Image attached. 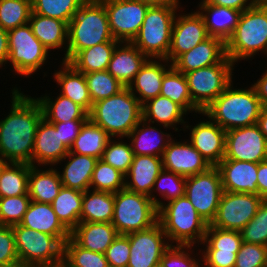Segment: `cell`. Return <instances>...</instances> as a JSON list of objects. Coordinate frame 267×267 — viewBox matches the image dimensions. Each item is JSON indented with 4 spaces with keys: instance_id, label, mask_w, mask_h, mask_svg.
Here are the masks:
<instances>
[{
    "instance_id": "35",
    "label": "cell",
    "mask_w": 267,
    "mask_h": 267,
    "mask_svg": "<svg viewBox=\"0 0 267 267\" xmlns=\"http://www.w3.org/2000/svg\"><path fill=\"white\" fill-rule=\"evenodd\" d=\"M111 136L100 126L88 119L76 137L71 153L89 155L101 159Z\"/></svg>"
},
{
    "instance_id": "55",
    "label": "cell",
    "mask_w": 267,
    "mask_h": 267,
    "mask_svg": "<svg viewBox=\"0 0 267 267\" xmlns=\"http://www.w3.org/2000/svg\"><path fill=\"white\" fill-rule=\"evenodd\" d=\"M18 260L12 226L0 225V265Z\"/></svg>"
},
{
    "instance_id": "42",
    "label": "cell",
    "mask_w": 267,
    "mask_h": 267,
    "mask_svg": "<svg viewBox=\"0 0 267 267\" xmlns=\"http://www.w3.org/2000/svg\"><path fill=\"white\" fill-rule=\"evenodd\" d=\"M160 95L176 102L186 112L202 113L192 101L185 75L173 67L163 77Z\"/></svg>"
},
{
    "instance_id": "49",
    "label": "cell",
    "mask_w": 267,
    "mask_h": 267,
    "mask_svg": "<svg viewBox=\"0 0 267 267\" xmlns=\"http://www.w3.org/2000/svg\"><path fill=\"white\" fill-rule=\"evenodd\" d=\"M240 233L242 242L267 246V200H263L255 216Z\"/></svg>"
},
{
    "instance_id": "45",
    "label": "cell",
    "mask_w": 267,
    "mask_h": 267,
    "mask_svg": "<svg viewBox=\"0 0 267 267\" xmlns=\"http://www.w3.org/2000/svg\"><path fill=\"white\" fill-rule=\"evenodd\" d=\"M32 13V0H0V27L11 30L25 25Z\"/></svg>"
},
{
    "instance_id": "65",
    "label": "cell",
    "mask_w": 267,
    "mask_h": 267,
    "mask_svg": "<svg viewBox=\"0 0 267 267\" xmlns=\"http://www.w3.org/2000/svg\"><path fill=\"white\" fill-rule=\"evenodd\" d=\"M41 267H64L63 264L55 265V266H41Z\"/></svg>"
},
{
    "instance_id": "17",
    "label": "cell",
    "mask_w": 267,
    "mask_h": 267,
    "mask_svg": "<svg viewBox=\"0 0 267 267\" xmlns=\"http://www.w3.org/2000/svg\"><path fill=\"white\" fill-rule=\"evenodd\" d=\"M201 243H207L203 255L206 267H235L237 253L242 244L239 231L223 230L208 224Z\"/></svg>"
},
{
    "instance_id": "60",
    "label": "cell",
    "mask_w": 267,
    "mask_h": 267,
    "mask_svg": "<svg viewBox=\"0 0 267 267\" xmlns=\"http://www.w3.org/2000/svg\"><path fill=\"white\" fill-rule=\"evenodd\" d=\"M9 59L8 31L0 27V67Z\"/></svg>"
},
{
    "instance_id": "41",
    "label": "cell",
    "mask_w": 267,
    "mask_h": 267,
    "mask_svg": "<svg viewBox=\"0 0 267 267\" xmlns=\"http://www.w3.org/2000/svg\"><path fill=\"white\" fill-rule=\"evenodd\" d=\"M30 164L4 162L0 168V198L28 195Z\"/></svg>"
},
{
    "instance_id": "2",
    "label": "cell",
    "mask_w": 267,
    "mask_h": 267,
    "mask_svg": "<svg viewBox=\"0 0 267 267\" xmlns=\"http://www.w3.org/2000/svg\"><path fill=\"white\" fill-rule=\"evenodd\" d=\"M225 90L202 112L225 131L255 125L263 105L253 86L250 89Z\"/></svg>"
},
{
    "instance_id": "33",
    "label": "cell",
    "mask_w": 267,
    "mask_h": 267,
    "mask_svg": "<svg viewBox=\"0 0 267 267\" xmlns=\"http://www.w3.org/2000/svg\"><path fill=\"white\" fill-rule=\"evenodd\" d=\"M36 167L30 165L28 195L31 201L51 204L63 186L59 172L53 168L42 171Z\"/></svg>"
},
{
    "instance_id": "19",
    "label": "cell",
    "mask_w": 267,
    "mask_h": 267,
    "mask_svg": "<svg viewBox=\"0 0 267 267\" xmlns=\"http://www.w3.org/2000/svg\"><path fill=\"white\" fill-rule=\"evenodd\" d=\"M169 139L167 148L161 157L164 170L190 177L212 167L191 143L173 142L172 138Z\"/></svg>"
},
{
    "instance_id": "27",
    "label": "cell",
    "mask_w": 267,
    "mask_h": 267,
    "mask_svg": "<svg viewBox=\"0 0 267 267\" xmlns=\"http://www.w3.org/2000/svg\"><path fill=\"white\" fill-rule=\"evenodd\" d=\"M117 236L118 232L112 223L105 222H80L70 232V237L79 246L103 254Z\"/></svg>"
},
{
    "instance_id": "63",
    "label": "cell",
    "mask_w": 267,
    "mask_h": 267,
    "mask_svg": "<svg viewBox=\"0 0 267 267\" xmlns=\"http://www.w3.org/2000/svg\"><path fill=\"white\" fill-rule=\"evenodd\" d=\"M0 267H29V266L25 265L23 262L18 260L9 264L0 265Z\"/></svg>"
},
{
    "instance_id": "44",
    "label": "cell",
    "mask_w": 267,
    "mask_h": 267,
    "mask_svg": "<svg viewBox=\"0 0 267 267\" xmlns=\"http://www.w3.org/2000/svg\"><path fill=\"white\" fill-rule=\"evenodd\" d=\"M87 0H32V12L67 24Z\"/></svg>"
},
{
    "instance_id": "12",
    "label": "cell",
    "mask_w": 267,
    "mask_h": 267,
    "mask_svg": "<svg viewBox=\"0 0 267 267\" xmlns=\"http://www.w3.org/2000/svg\"><path fill=\"white\" fill-rule=\"evenodd\" d=\"M221 175L216 166L194 176L186 177L185 196L197 213L210 224L223 194Z\"/></svg>"
},
{
    "instance_id": "30",
    "label": "cell",
    "mask_w": 267,
    "mask_h": 267,
    "mask_svg": "<svg viewBox=\"0 0 267 267\" xmlns=\"http://www.w3.org/2000/svg\"><path fill=\"white\" fill-rule=\"evenodd\" d=\"M63 71L54 74L61 86V95L81 106L88 114L92 109V100L87 87L84 73L78 72L71 64L63 61Z\"/></svg>"
},
{
    "instance_id": "64",
    "label": "cell",
    "mask_w": 267,
    "mask_h": 267,
    "mask_svg": "<svg viewBox=\"0 0 267 267\" xmlns=\"http://www.w3.org/2000/svg\"><path fill=\"white\" fill-rule=\"evenodd\" d=\"M256 5H265L267 6V0H255Z\"/></svg>"
},
{
    "instance_id": "38",
    "label": "cell",
    "mask_w": 267,
    "mask_h": 267,
    "mask_svg": "<svg viewBox=\"0 0 267 267\" xmlns=\"http://www.w3.org/2000/svg\"><path fill=\"white\" fill-rule=\"evenodd\" d=\"M118 43L117 40H111L81 50L69 64L84 74L107 70L112 53Z\"/></svg>"
},
{
    "instance_id": "15",
    "label": "cell",
    "mask_w": 267,
    "mask_h": 267,
    "mask_svg": "<svg viewBox=\"0 0 267 267\" xmlns=\"http://www.w3.org/2000/svg\"><path fill=\"white\" fill-rule=\"evenodd\" d=\"M126 235L130 242L127 267H159L161 257L171 245L164 242L167 236L159 222L148 229Z\"/></svg>"
},
{
    "instance_id": "52",
    "label": "cell",
    "mask_w": 267,
    "mask_h": 267,
    "mask_svg": "<svg viewBox=\"0 0 267 267\" xmlns=\"http://www.w3.org/2000/svg\"><path fill=\"white\" fill-rule=\"evenodd\" d=\"M235 267H267V246L242 242Z\"/></svg>"
},
{
    "instance_id": "4",
    "label": "cell",
    "mask_w": 267,
    "mask_h": 267,
    "mask_svg": "<svg viewBox=\"0 0 267 267\" xmlns=\"http://www.w3.org/2000/svg\"><path fill=\"white\" fill-rule=\"evenodd\" d=\"M89 119L110 136L127 137L143 119L142 104L125 87L118 94L93 103Z\"/></svg>"
},
{
    "instance_id": "28",
    "label": "cell",
    "mask_w": 267,
    "mask_h": 267,
    "mask_svg": "<svg viewBox=\"0 0 267 267\" xmlns=\"http://www.w3.org/2000/svg\"><path fill=\"white\" fill-rule=\"evenodd\" d=\"M199 7V10L207 13L199 12L204 20L208 35L220 38L226 43L236 29L242 12L207 3H200Z\"/></svg>"
},
{
    "instance_id": "56",
    "label": "cell",
    "mask_w": 267,
    "mask_h": 267,
    "mask_svg": "<svg viewBox=\"0 0 267 267\" xmlns=\"http://www.w3.org/2000/svg\"><path fill=\"white\" fill-rule=\"evenodd\" d=\"M87 120H71L67 122H50L56 130H59V136L64 145L70 149L80 133V130Z\"/></svg>"
},
{
    "instance_id": "20",
    "label": "cell",
    "mask_w": 267,
    "mask_h": 267,
    "mask_svg": "<svg viewBox=\"0 0 267 267\" xmlns=\"http://www.w3.org/2000/svg\"><path fill=\"white\" fill-rule=\"evenodd\" d=\"M162 170V158L152 155H134L129 172L125 175V178L129 176L131 181H125V189L149 196L159 209L164 203L157 200L151 192Z\"/></svg>"
},
{
    "instance_id": "11",
    "label": "cell",
    "mask_w": 267,
    "mask_h": 267,
    "mask_svg": "<svg viewBox=\"0 0 267 267\" xmlns=\"http://www.w3.org/2000/svg\"><path fill=\"white\" fill-rule=\"evenodd\" d=\"M8 40V61L18 74L29 76L44 64L48 51L34 36L29 23L9 30Z\"/></svg>"
},
{
    "instance_id": "21",
    "label": "cell",
    "mask_w": 267,
    "mask_h": 267,
    "mask_svg": "<svg viewBox=\"0 0 267 267\" xmlns=\"http://www.w3.org/2000/svg\"><path fill=\"white\" fill-rule=\"evenodd\" d=\"M226 57L225 42L217 37H209L190 51L178 56L172 67L183 74L220 63Z\"/></svg>"
},
{
    "instance_id": "9",
    "label": "cell",
    "mask_w": 267,
    "mask_h": 267,
    "mask_svg": "<svg viewBox=\"0 0 267 267\" xmlns=\"http://www.w3.org/2000/svg\"><path fill=\"white\" fill-rule=\"evenodd\" d=\"M18 258L29 267L63 264L64 244L55 236L20 224L12 226Z\"/></svg>"
},
{
    "instance_id": "23",
    "label": "cell",
    "mask_w": 267,
    "mask_h": 267,
    "mask_svg": "<svg viewBox=\"0 0 267 267\" xmlns=\"http://www.w3.org/2000/svg\"><path fill=\"white\" fill-rule=\"evenodd\" d=\"M191 144L209 162L217 166L225 156L226 131L217 123L203 121L191 129Z\"/></svg>"
},
{
    "instance_id": "5",
    "label": "cell",
    "mask_w": 267,
    "mask_h": 267,
    "mask_svg": "<svg viewBox=\"0 0 267 267\" xmlns=\"http://www.w3.org/2000/svg\"><path fill=\"white\" fill-rule=\"evenodd\" d=\"M158 222L168 240L177 245L194 246L196 240L202 242L208 226L185 195L162 205L158 209Z\"/></svg>"
},
{
    "instance_id": "29",
    "label": "cell",
    "mask_w": 267,
    "mask_h": 267,
    "mask_svg": "<svg viewBox=\"0 0 267 267\" xmlns=\"http://www.w3.org/2000/svg\"><path fill=\"white\" fill-rule=\"evenodd\" d=\"M152 60L148 59L145 62L127 87L135 96L136 93H139L140 97L136 96V98L142 105L160 95L163 77L172 68V65H170L167 70L165 65Z\"/></svg>"
},
{
    "instance_id": "31",
    "label": "cell",
    "mask_w": 267,
    "mask_h": 267,
    "mask_svg": "<svg viewBox=\"0 0 267 267\" xmlns=\"http://www.w3.org/2000/svg\"><path fill=\"white\" fill-rule=\"evenodd\" d=\"M69 158L63 173L60 175L62 185L66 188L85 192L90 189L92 173L98 161L97 158L89 155H80L70 151L64 157Z\"/></svg>"
},
{
    "instance_id": "16",
    "label": "cell",
    "mask_w": 267,
    "mask_h": 267,
    "mask_svg": "<svg viewBox=\"0 0 267 267\" xmlns=\"http://www.w3.org/2000/svg\"><path fill=\"white\" fill-rule=\"evenodd\" d=\"M223 159L253 163L267 160V139L256 124L228 130Z\"/></svg>"
},
{
    "instance_id": "39",
    "label": "cell",
    "mask_w": 267,
    "mask_h": 267,
    "mask_svg": "<svg viewBox=\"0 0 267 267\" xmlns=\"http://www.w3.org/2000/svg\"><path fill=\"white\" fill-rule=\"evenodd\" d=\"M142 110L143 120L148 121L149 123H155V121H157V123L163 124L166 128L172 127V125L180 122L183 123L184 120L182 119V116L187 113L176 102L161 95L144 103L142 105Z\"/></svg>"
},
{
    "instance_id": "43",
    "label": "cell",
    "mask_w": 267,
    "mask_h": 267,
    "mask_svg": "<svg viewBox=\"0 0 267 267\" xmlns=\"http://www.w3.org/2000/svg\"><path fill=\"white\" fill-rule=\"evenodd\" d=\"M64 267H107L105 254L93 252L79 246L71 237L64 243Z\"/></svg>"
},
{
    "instance_id": "50",
    "label": "cell",
    "mask_w": 267,
    "mask_h": 267,
    "mask_svg": "<svg viewBox=\"0 0 267 267\" xmlns=\"http://www.w3.org/2000/svg\"><path fill=\"white\" fill-rule=\"evenodd\" d=\"M133 157L131 145L124 142H111L110 139L101 160L126 175L129 172Z\"/></svg>"
},
{
    "instance_id": "6",
    "label": "cell",
    "mask_w": 267,
    "mask_h": 267,
    "mask_svg": "<svg viewBox=\"0 0 267 267\" xmlns=\"http://www.w3.org/2000/svg\"><path fill=\"white\" fill-rule=\"evenodd\" d=\"M225 45L226 56L233 63L249 59L261 50L267 54V6L255 5L244 10Z\"/></svg>"
},
{
    "instance_id": "47",
    "label": "cell",
    "mask_w": 267,
    "mask_h": 267,
    "mask_svg": "<svg viewBox=\"0 0 267 267\" xmlns=\"http://www.w3.org/2000/svg\"><path fill=\"white\" fill-rule=\"evenodd\" d=\"M92 104L118 94L125 87L107 70L84 74Z\"/></svg>"
},
{
    "instance_id": "14",
    "label": "cell",
    "mask_w": 267,
    "mask_h": 267,
    "mask_svg": "<svg viewBox=\"0 0 267 267\" xmlns=\"http://www.w3.org/2000/svg\"><path fill=\"white\" fill-rule=\"evenodd\" d=\"M106 9L113 38L119 42H132L137 36L149 8L141 0H100Z\"/></svg>"
},
{
    "instance_id": "22",
    "label": "cell",
    "mask_w": 267,
    "mask_h": 267,
    "mask_svg": "<svg viewBox=\"0 0 267 267\" xmlns=\"http://www.w3.org/2000/svg\"><path fill=\"white\" fill-rule=\"evenodd\" d=\"M216 167L220 172L224 191L258 195V163L222 159Z\"/></svg>"
},
{
    "instance_id": "59",
    "label": "cell",
    "mask_w": 267,
    "mask_h": 267,
    "mask_svg": "<svg viewBox=\"0 0 267 267\" xmlns=\"http://www.w3.org/2000/svg\"><path fill=\"white\" fill-rule=\"evenodd\" d=\"M257 97L264 107H267V71L262 78L253 85Z\"/></svg>"
},
{
    "instance_id": "57",
    "label": "cell",
    "mask_w": 267,
    "mask_h": 267,
    "mask_svg": "<svg viewBox=\"0 0 267 267\" xmlns=\"http://www.w3.org/2000/svg\"><path fill=\"white\" fill-rule=\"evenodd\" d=\"M202 1H203L202 3L233 8L241 12L256 5L255 0H251L249 3L248 0H202ZM246 2L248 4H246Z\"/></svg>"
},
{
    "instance_id": "58",
    "label": "cell",
    "mask_w": 267,
    "mask_h": 267,
    "mask_svg": "<svg viewBox=\"0 0 267 267\" xmlns=\"http://www.w3.org/2000/svg\"><path fill=\"white\" fill-rule=\"evenodd\" d=\"M257 188L258 195L263 200H267V160L258 163Z\"/></svg>"
},
{
    "instance_id": "7",
    "label": "cell",
    "mask_w": 267,
    "mask_h": 267,
    "mask_svg": "<svg viewBox=\"0 0 267 267\" xmlns=\"http://www.w3.org/2000/svg\"><path fill=\"white\" fill-rule=\"evenodd\" d=\"M178 6H149L132 43L148 58L167 59Z\"/></svg>"
},
{
    "instance_id": "61",
    "label": "cell",
    "mask_w": 267,
    "mask_h": 267,
    "mask_svg": "<svg viewBox=\"0 0 267 267\" xmlns=\"http://www.w3.org/2000/svg\"><path fill=\"white\" fill-rule=\"evenodd\" d=\"M256 125L259 127L264 137L267 139V107H263V109L261 110Z\"/></svg>"
},
{
    "instance_id": "54",
    "label": "cell",
    "mask_w": 267,
    "mask_h": 267,
    "mask_svg": "<svg viewBox=\"0 0 267 267\" xmlns=\"http://www.w3.org/2000/svg\"><path fill=\"white\" fill-rule=\"evenodd\" d=\"M186 247L190 248L191 245H170L161 257L159 267H200L195 259L185 253Z\"/></svg>"
},
{
    "instance_id": "48",
    "label": "cell",
    "mask_w": 267,
    "mask_h": 267,
    "mask_svg": "<svg viewBox=\"0 0 267 267\" xmlns=\"http://www.w3.org/2000/svg\"><path fill=\"white\" fill-rule=\"evenodd\" d=\"M30 203L29 195L0 198V225L20 224Z\"/></svg>"
},
{
    "instance_id": "18",
    "label": "cell",
    "mask_w": 267,
    "mask_h": 267,
    "mask_svg": "<svg viewBox=\"0 0 267 267\" xmlns=\"http://www.w3.org/2000/svg\"><path fill=\"white\" fill-rule=\"evenodd\" d=\"M176 17L174 18L168 57L161 59L166 62L171 60L170 63L210 37L199 11Z\"/></svg>"
},
{
    "instance_id": "66",
    "label": "cell",
    "mask_w": 267,
    "mask_h": 267,
    "mask_svg": "<svg viewBox=\"0 0 267 267\" xmlns=\"http://www.w3.org/2000/svg\"><path fill=\"white\" fill-rule=\"evenodd\" d=\"M3 164H4V160H2V158L0 157V168L2 167Z\"/></svg>"
},
{
    "instance_id": "3",
    "label": "cell",
    "mask_w": 267,
    "mask_h": 267,
    "mask_svg": "<svg viewBox=\"0 0 267 267\" xmlns=\"http://www.w3.org/2000/svg\"><path fill=\"white\" fill-rule=\"evenodd\" d=\"M115 40L107 13L100 0H87L68 23L67 51L64 62H70L81 50Z\"/></svg>"
},
{
    "instance_id": "24",
    "label": "cell",
    "mask_w": 267,
    "mask_h": 267,
    "mask_svg": "<svg viewBox=\"0 0 267 267\" xmlns=\"http://www.w3.org/2000/svg\"><path fill=\"white\" fill-rule=\"evenodd\" d=\"M69 149L64 145L59 136V130L54 125L42 118L35 135L32 153V165L35 161L40 164H58L68 154Z\"/></svg>"
},
{
    "instance_id": "13",
    "label": "cell",
    "mask_w": 267,
    "mask_h": 267,
    "mask_svg": "<svg viewBox=\"0 0 267 267\" xmlns=\"http://www.w3.org/2000/svg\"><path fill=\"white\" fill-rule=\"evenodd\" d=\"M263 199L257 194L224 191L210 226L241 231L255 216Z\"/></svg>"
},
{
    "instance_id": "1",
    "label": "cell",
    "mask_w": 267,
    "mask_h": 267,
    "mask_svg": "<svg viewBox=\"0 0 267 267\" xmlns=\"http://www.w3.org/2000/svg\"><path fill=\"white\" fill-rule=\"evenodd\" d=\"M10 114L0 121V157L32 165L37 127L43 118L39 102L14 88ZM3 158H6L3 159Z\"/></svg>"
},
{
    "instance_id": "37",
    "label": "cell",
    "mask_w": 267,
    "mask_h": 267,
    "mask_svg": "<svg viewBox=\"0 0 267 267\" xmlns=\"http://www.w3.org/2000/svg\"><path fill=\"white\" fill-rule=\"evenodd\" d=\"M114 214V194L86 190L83 193L80 222L111 223Z\"/></svg>"
},
{
    "instance_id": "46",
    "label": "cell",
    "mask_w": 267,
    "mask_h": 267,
    "mask_svg": "<svg viewBox=\"0 0 267 267\" xmlns=\"http://www.w3.org/2000/svg\"><path fill=\"white\" fill-rule=\"evenodd\" d=\"M125 175L103 160L98 159L92 173L90 187L95 191L116 192L125 189Z\"/></svg>"
},
{
    "instance_id": "51",
    "label": "cell",
    "mask_w": 267,
    "mask_h": 267,
    "mask_svg": "<svg viewBox=\"0 0 267 267\" xmlns=\"http://www.w3.org/2000/svg\"><path fill=\"white\" fill-rule=\"evenodd\" d=\"M154 189L160 191L163 198L171 201L185 195L186 177L163 169L155 180Z\"/></svg>"
},
{
    "instance_id": "36",
    "label": "cell",
    "mask_w": 267,
    "mask_h": 267,
    "mask_svg": "<svg viewBox=\"0 0 267 267\" xmlns=\"http://www.w3.org/2000/svg\"><path fill=\"white\" fill-rule=\"evenodd\" d=\"M83 193L80 190L62 186L51 203L58 220L69 232L80 223Z\"/></svg>"
},
{
    "instance_id": "26",
    "label": "cell",
    "mask_w": 267,
    "mask_h": 267,
    "mask_svg": "<svg viewBox=\"0 0 267 267\" xmlns=\"http://www.w3.org/2000/svg\"><path fill=\"white\" fill-rule=\"evenodd\" d=\"M20 225L57 237L63 244L70 237V232L58 220L49 203L31 201Z\"/></svg>"
},
{
    "instance_id": "53",
    "label": "cell",
    "mask_w": 267,
    "mask_h": 267,
    "mask_svg": "<svg viewBox=\"0 0 267 267\" xmlns=\"http://www.w3.org/2000/svg\"><path fill=\"white\" fill-rule=\"evenodd\" d=\"M130 255V242L127 235L118 234L107 248L105 256L108 266L127 267Z\"/></svg>"
},
{
    "instance_id": "32",
    "label": "cell",
    "mask_w": 267,
    "mask_h": 267,
    "mask_svg": "<svg viewBox=\"0 0 267 267\" xmlns=\"http://www.w3.org/2000/svg\"><path fill=\"white\" fill-rule=\"evenodd\" d=\"M34 36L49 49L61 48L68 40V24L56 18L31 13L28 21Z\"/></svg>"
},
{
    "instance_id": "62",
    "label": "cell",
    "mask_w": 267,
    "mask_h": 267,
    "mask_svg": "<svg viewBox=\"0 0 267 267\" xmlns=\"http://www.w3.org/2000/svg\"><path fill=\"white\" fill-rule=\"evenodd\" d=\"M149 6H178V0H141Z\"/></svg>"
},
{
    "instance_id": "10",
    "label": "cell",
    "mask_w": 267,
    "mask_h": 267,
    "mask_svg": "<svg viewBox=\"0 0 267 267\" xmlns=\"http://www.w3.org/2000/svg\"><path fill=\"white\" fill-rule=\"evenodd\" d=\"M234 63L226 56L220 63L185 73L193 103L203 112L232 82Z\"/></svg>"
},
{
    "instance_id": "40",
    "label": "cell",
    "mask_w": 267,
    "mask_h": 267,
    "mask_svg": "<svg viewBox=\"0 0 267 267\" xmlns=\"http://www.w3.org/2000/svg\"><path fill=\"white\" fill-rule=\"evenodd\" d=\"M41 105L43 118L48 122H67L71 120H88V113L69 98L59 95L55 101L49 96L36 99Z\"/></svg>"
},
{
    "instance_id": "8",
    "label": "cell",
    "mask_w": 267,
    "mask_h": 267,
    "mask_svg": "<svg viewBox=\"0 0 267 267\" xmlns=\"http://www.w3.org/2000/svg\"><path fill=\"white\" fill-rule=\"evenodd\" d=\"M158 222V209L147 195L123 189L114 194L112 225L118 234H129Z\"/></svg>"
},
{
    "instance_id": "34",
    "label": "cell",
    "mask_w": 267,
    "mask_h": 267,
    "mask_svg": "<svg viewBox=\"0 0 267 267\" xmlns=\"http://www.w3.org/2000/svg\"><path fill=\"white\" fill-rule=\"evenodd\" d=\"M142 122H143L142 125L143 127L140 128ZM146 124H148L147 121L142 119L127 136L128 138L130 137L132 138L131 148L133 154L162 157L164 150L167 148L168 142L170 141L168 139L170 135L165 134L160 130L161 136H159L160 134L158 133L159 132L158 129H156L155 127H151L150 125L147 126ZM164 136H166L168 140L163 138Z\"/></svg>"
},
{
    "instance_id": "25",
    "label": "cell",
    "mask_w": 267,
    "mask_h": 267,
    "mask_svg": "<svg viewBox=\"0 0 267 267\" xmlns=\"http://www.w3.org/2000/svg\"><path fill=\"white\" fill-rule=\"evenodd\" d=\"M125 43L122 47H120V44H123V42H119L116 45L107 71L124 87H128L149 58L132 42Z\"/></svg>"
}]
</instances>
